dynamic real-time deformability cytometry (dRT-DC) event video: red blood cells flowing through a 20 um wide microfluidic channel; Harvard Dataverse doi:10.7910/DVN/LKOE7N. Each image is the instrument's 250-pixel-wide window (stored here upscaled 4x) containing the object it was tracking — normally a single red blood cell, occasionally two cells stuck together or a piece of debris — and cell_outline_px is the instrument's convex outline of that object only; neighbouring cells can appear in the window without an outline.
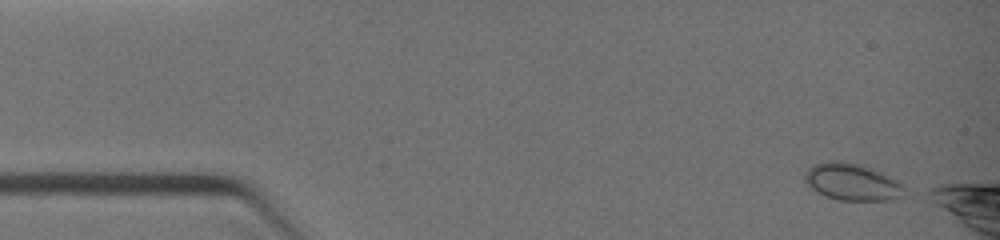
{"species": "common noctule bat (a hibernating species)", "species_latin": "Nyctalus noctula", "temperature_condition": "warm", "stored_images_in_passage": 11, "camera_frame_rate_fps": 3000, "um_per_image_px": 0.085, "animal": {"sex": "female", "body_mass_g": 19.0, "forearm_length_mm": 51.5}, "frame": {"image": 1, "passage_image": 1, "time_ms": 0.0, "image_size_px": [1000, 240], "cell_outline_px": [[904, 188], [896, 196], [888, 200], [836, 200], [824, 196], [816, 192], [804, 180], [804, 172], [808, 168], [816, 164], [828, 160], [840, 160], [872, 168], [904, 184]], "centroid_in_image_um": [72.34, 15.45], "position_along_channel_um": 12.7, "area_um2": 21.15}}